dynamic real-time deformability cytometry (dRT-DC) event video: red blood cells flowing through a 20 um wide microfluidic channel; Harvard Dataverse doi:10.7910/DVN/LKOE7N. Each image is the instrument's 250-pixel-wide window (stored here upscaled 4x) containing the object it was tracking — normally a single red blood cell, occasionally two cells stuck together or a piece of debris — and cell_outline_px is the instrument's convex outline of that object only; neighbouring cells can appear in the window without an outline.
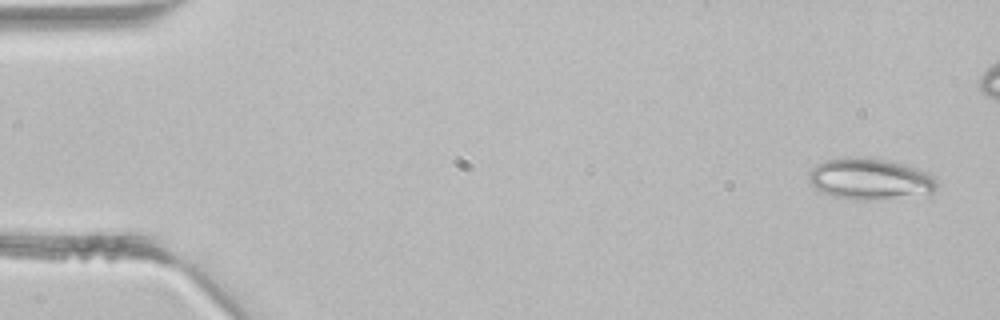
{"species": "common noctule bat (a hibernating species)", "species_latin": "Nyctalus noctula", "temperature_condition": "room temperature", "stored_images_in_passage": 6, "camera_frame_rate_fps": 3000, "um_per_image_px": 0.085, "animal": {"sex": "male", "body_mass_g": 21.5, "forearm_length_mm": 52.0}, "frame": {"image": 1, "passage_image": 1, "time_ms": 0.0, "image_size_px": [1000, 320], "cell_outline_px": [[940, 184], [932, 196], [868, 200], [856, 200], [836, 196], [820, 192], [808, 184], [808, 172], [816, 164], [824, 160], [844, 156], [868, 156], [904, 164], [928, 172], [936, 176]], "centroid_in_image_um": [74.01, 15.22], "position_along_channel_um": 11.0, "area_um2": 32.25}}